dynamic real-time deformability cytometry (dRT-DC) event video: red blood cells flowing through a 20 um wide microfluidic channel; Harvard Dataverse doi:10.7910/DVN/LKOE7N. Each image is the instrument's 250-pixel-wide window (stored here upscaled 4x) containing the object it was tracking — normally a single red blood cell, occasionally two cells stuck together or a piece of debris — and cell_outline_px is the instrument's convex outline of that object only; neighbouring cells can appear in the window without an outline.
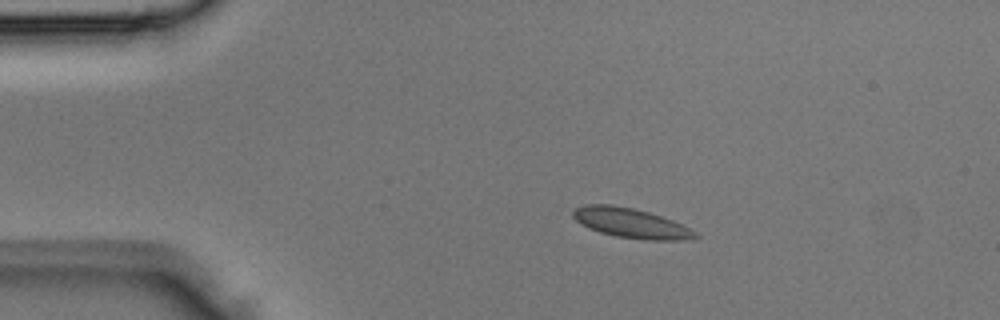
{"species": "Egyptian fruit bat (a non-hibernating species)", "species_latin": "Rousettus aegyptiacus", "temperature_condition": "room temperature", "stored_images_in_passage": 2, "camera_frame_rate_fps": 3000, "um_per_image_px": 0.085, "animal": {"sex": "male"}, "frame": {"image": 1, "passage_image": 1, "time_ms": 0.0, "image_size_px": [1000, 320], "cell_outline_px": [[700, 236], [680, 240], [648, 240], [616, 236], [600, 232], [588, 228], [580, 224], [572, 216], [572, 212], [576, 208], [584, 204], [612, 204], [632, 208], [648, 212], [672, 220], [696, 232]], "centroid_in_image_um": [53.57, 18.95], "position_along_channel_um": 31.4, "area_um2": 20.98}}